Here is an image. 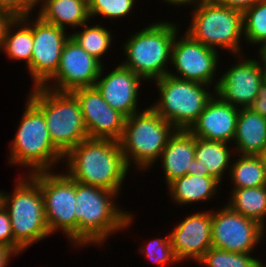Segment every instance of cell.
<instances>
[{"label":"cell","instance_id":"cell-1","mask_svg":"<svg viewBox=\"0 0 266 267\" xmlns=\"http://www.w3.org/2000/svg\"><path fill=\"white\" fill-rule=\"evenodd\" d=\"M63 161L65 173L74 181L118 194L130 171L119 141L112 139L83 140L64 155Z\"/></svg>","mask_w":266,"mask_h":267},{"label":"cell","instance_id":"cell-2","mask_svg":"<svg viewBox=\"0 0 266 267\" xmlns=\"http://www.w3.org/2000/svg\"><path fill=\"white\" fill-rule=\"evenodd\" d=\"M117 196L114 191L76 182V247L103 245L112 234L131 226L134 215L118 208Z\"/></svg>","mask_w":266,"mask_h":267},{"label":"cell","instance_id":"cell-3","mask_svg":"<svg viewBox=\"0 0 266 267\" xmlns=\"http://www.w3.org/2000/svg\"><path fill=\"white\" fill-rule=\"evenodd\" d=\"M12 193L0 191V203L8 211L14 235V250L21 254L29 246L50 234L45 219L39 183L30 175H21Z\"/></svg>","mask_w":266,"mask_h":267},{"label":"cell","instance_id":"cell-4","mask_svg":"<svg viewBox=\"0 0 266 267\" xmlns=\"http://www.w3.org/2000/svg\"><path fill=\"white\" fill-rule=\"evenodd\" d=\"M179 32L177 24L163 20L137 31L122 46L126 60L121 64L144 81L162 78L170 71L166 66L171 63L172 46Z\"/></svg>","mask_w":266,"mask_h":267},{"label":"cell","instance_id":"cell-5","mask_svg":"<svg viewBox=\"0 0 266 267\" xmlns=\"http://www.w3.org/2000/svg\"><path fill=\"white\" fill-rule=\"evenodd\" d=\"M26 102L8 162L29 168L28 174L55 171L52 167L63 161L64 154L52 143L43 112L29 98Z\"/></svg>","mask_w":266,"mask_h":267},{"label":"cell","instance_id":"cell-6","mask_svg":"<svg viewBox=\"0 0 266 267\" xmlns=\"http://www.w3.org/2000/svg\"><path fill=\"white\" fill-rule=\"evenodd\" d=\"M175 130L151 106L126 117L119 144L129 170L131 163L141 172L155 165Z\"/></svg>","mask_w":266,"mask_h":267},{"label":"cell","instance_id":"cell-7","mask_svg":"<svg viewBox=\"0 0 266 267\" xmlns=\"http://www.w3.org/2000/svg\"><path fill=\"white\" fill-rule=\"evenodd\" d=\"M29 98L44 114L52 143L65 155L88 139L80 104L72 92L35 87Z\"/></svg>","mask_w":266,"mask_h":267},{"label":"cell","instance_id":"cell-8","mask_svg":"<svg viewBox=\"0 0 266 267\" xmlns=\"http://www.w3.org/2000/svg\"><path fill=\"white\" fill-rule=\"evenodd\" d=\"M154 83L160 95L151 107L176 130H189L215 94L208 85L169 74Z\"/></svg>","mask_w":266,"mask_h":267},{"label":"cell","instance_id":"cell-9","mask_svg":"<svg viewBox=\"0 0 266 267\" xmlns=\"http://www.w3.org/2000/svg\"><path fill=\"white\" fill-rule=\"evenodd\" d=\"M186 33L195 41L215 50L243 54V12L222 5H203L193 8ZM241 45V46H240Z\"/></svg>","mask_w":266,"mask_h":267},{"label":"cell","instance_id":"cell-10","mask_svg":"<svg viewBox=\"0 0 266 267\" xmlns=\"http://www.w3.org/2000/svg\"><path fill=\"white\" fill-rule=\"evenodd\" d=\"M41 189L44 212L50 234L63 231L76 246V181L66 173L40 171L30 174Z\"/></svg>","mask_w":266,"mask_h":267},{"label":"cell","instance_id":"cell-11","mask_svg":"<svg viewBox=\"0 0 266 267\" xmlns=\"http://www.w3.org/2000/svg\"><path fill=\"white\" fill-rule=\"evenodd\" d=\"M266 227L234 211L230 206L213 212L212 247L234 253H251L260 244Z\"/></svg>","mask_w":266,"mask_h":267},{"label":"cell","instance_id":"cell-12","mask_svg":"<svg viewBox=\"0 0 266 267\" xmlns=\"http://www.w3.org/2000/svg\"><path fill=\"white\" fill-rule=\"evenodd\" d=\"M178 36L179 33L175 36L171 55V64L177 75L172 71H169L168 74L176 78L203 83L210 87L214 84L212 89L215 90L219 82V79H215L217 64L220 60L218 50L195 41L186 32L183 37Z\"/></svg>","mask_w":266,"mask_h":267},{"label":"cell","instance_id":"cell-13","mask_svg":"<svg viewBox=\"0 0 266 267\" xmlns=\"http://www.w3.org/2000/svg\"><path fill=\"white\" fill-rule=\"evenodd\" d=\"M30 20L33 21L34 46L31 65L27 69L33 80V88H35L44 86L56 74L63 46L70 34L67 35L65 29L50 24L39 16L30 18Z\"/></svg>","mask_w":266,"mask_h":267},{"label":"cell","instance_id":"cell-14","mask_svg":"<svg viewBox=\"0 0 266 267\" xmlns=\"http://www.w3.org/2000/svg\"><path fill=\"white\" fill-rule=\"evenodd\" d=\"M102 67L104 65L99 60L89 55L69 37L61 52L59 68L44 87L61 92L95 87Z\"/></svg>","mask_w":266,"mask_h":267},{"label":"cell","instance_id":"cell-15","mask_svg":"<svg viewBox=\"0 0 266 267\" xmlns=\"http://www.w3.org/2000/svg\"><path fill=\"white\" fill-rule=\"evenodd\" d=\"M233 56L237 57L238 63L219 77L215 93L234 107L249 108L263 85L261 63L258 59H245L242 54Z\"/></svg>","mask_w":266,"mask_h":267},{"label":"cell","instance_id":"cell-16","mask_svg":"<svg viewBox=\"0 0 266 267\" xmlns=\"http://www.w3.org/2000/svg\"><path fill=\"white\" fill-rule=\"evenodd\" d=\"M72 93L79 101L88 137L119 141L126 116L113 109L96 87L78 88Z\"/></svg>","mask_w":266,"mask_h":267},{"label":"cell","instance_id":"cell-17","mask_svg":"<svg viewBox=\"0 0 266 267\" xmlns=\"http://www.w3.org/2000/svg\"><path fill=\"white\" fill-rule=\"evenodd\" d=\"M169 237L178 263L184 259L198 263L212 247V210L185 217L169 233Z\"/></svg>","mask_w":266,"mask_h":267},{"label":"cell","instance_id":"cell-18","mask_svg":"<svg viewBox=\"0 0 266 267\" xmlns=\"http://www.w3.org/2000/svg\"><path fill=\"white\" fill-rule=\"evenodd\" d=\"M103 69L102 67L95 84L103 99L126 117L140 111L137 106L138 91L141 89V81L144 80L122 64L117 65L105 76Z\"/></svg>","mask_w":266,"mask_h":267},{"label":"cell","instance_id":"cell-19","mask_svg":"<svg viewBox=\"0 0 266 267\" xmlns=\"http://www.w3.org/2000/svg\"><path fill=\"white\" fill-rule=\"evenodd\" d=\"M239 111L215 93L189 131L196 138L232 144Z\"/></svg>","mask_w":266,"mask_h":267},{"label":"cell","instance_id":"cell-20","mask_svg":"<svg viewBox=\"0 0 266 267\" xmlns=\"http://www.w3.org/2000/svg\"><path fill=\"white\" fill-rule=\"evenodd\" d=\"M159 159L166 185L188 174L195 159V136L189 130H175Z\"/></svg>","mask_w":266,"mask_h":267},{"label":"cell","instance_id":"cell-21","mask_svg":"<svg viewBox=\"0 0 266 267\" xmlns=\"http://www.w3.org/2000/svg\"><path fill=\"white\" fill-rule=\"evenodd\" d=\"M230 143L210 141L195 137V159L188 174L210 175L222 183L226 170L230 171L233 155Z\"/></svg>","mask_w":266,"mask_h":267},{"label":"cell","instance_id":"cell-22","mask_svg":"<svg viewBox=\"0 0 266 267\" xmlns=\"http://www.w3.org/2000/svg\"><path fill=\"white\" fill-rule=\"evenodd\" d=\"M233 142L238 154L257 156L266 146V118L250 108H241Z\"/></svg>","mask_w":266,"mask_h":267},{"label":"cell","instance_id":"cell-23","mask_svg":"<svg viewBox=\"0 0 266 267\" xmlns=\"http://www.w3.org/2000/svg\"><path fill=\"white\" fill-rule=\"evenodd\" d=\"M38 7L37 16L65 30L67 26L76 28L91 21L88 4L84 0H39Z\"/></svg>","mask_w":266,"mask_h":267},{"label":"cell","instance_id":"cell-24","mask_svg":"<svg viewBox=\"0 0 266 267\" xmlns=\"http://www.w3.org/2000/svg\"><path fill=\"white\" fill-rule=\"evenodd\" d=\"M221 182L216 178L205 175L186 174L167 185L171 199L177 205L193 204L194 202L209 201L216 195Z\"/></svg>","mask_w":266,"mask_h":267},{"label":"cell","instance_id":"cell-25","mask_svg":"<svg viewBox=\"0 0 266 267\" xmlns=\"http://www.w3.org/2000/svg\"><path fill=\"white\" fill-rule=\"evenodd\" d=\"M30 16L17 17L9 25L2 51L14 61H25L26 68L31 65L33 52L32 22ZM19 27V28H18ZM18 28V29H16ZM16 29V31L14 30ZM16 32V33H15Z\"/></svg>","mask_w":266,"mask_h":267},{"label":"cell","instance_id":"cell-26","mask_svg":"<svg viewBox=\"0 0 266 267\" xmlns=\"http://www.w3.org/2000/svg\"><path fill=\"white\" fill-rule=\"evenodd\" d=\"M229 199L230 206L241 215L266 226V185L255 188L232 189Z\"/></svg>","mask_w":266,"mask_h":267},{"label":"cell","instance_id":"cell-27","mask_svg":"<svg viewBox=\"0 0 266 267\" xmlns=\"http://www.w3.org/2000/svg\"><path fill=\"white\" fill-rule=\"evenodd\" d=\"M232 160L229 177L233 189L255 188L266 185V167L258 156L238 155Z\"/></svg>","mask_w":266,"mask_h":267},{"label":"cell","instance_id":"cell-28","mask_svg":"<svg viewBox=\"0 0 266 267\" xmlns=\"http://www.w3.org/2000/svg\"><path fill=\"white\" fill-rule=\"evenodd\" d=\"M87 24L81 26L84 27L82 31H75L70 34V37L89 55L103 63L101 60L109 50L113 36L110 30L108 31L101 24H96L95 26H88Z\"/></svg>","mask_w":266,"mask_h":267},{"label":"cell","instance_id":"cell-29","mask_svg":"<svg viewBox=\"0 0 266 267\" xmlns=\"http://www.w3.org/2000/svg\"><path fill=\"white\" fill-rule=\"evenodd\" d=\"M253 253H234L210 247L201 257L200 265L205 267H266Z\"/></svg>","mask_w":266,"mask_h":267},{"label":"cell","instance_id":"cell-30","mask_svg":"<svg viewBox=\"0 0 266 267\" xmlns=\"http://www.w3.org/2000/svg\"><path fill=\"white\" fill-rule=\"evenodd\" d=\"M243 37L249 44L266 40V0H261L243 12Z\"/></svg>","mask_w":266,"mask_h":267},{"label":"cell","instance_id":"cell-31","mask_svg":"<svg viewBox=\"0 0 266 267\" xmlns=\"http://www.w3.org/2000/svg\"><path fill=\"white\" fill-rule=\"evenodd\" d=\"M136 0H92L88 4L90 18L102 16L108 19L124 18L133 10Z\"/></svg>","mask_w":266,"mask_h":267},{"label":"cell","instance_id":"cell-32","mask_svg":"<svg viewBox=\"0 0 266 267\" xmlns=\"http://www.w3.org/2000/svg\"><path fill=\"white\" fill-rule=\"evenodd\" d=\"M145 244L147 245L138 248L140 249L139 252L152 262H156L161 266L177 264L178 261L173 252L169 234L163 238L152 239Z\"/></svg>","mask_w":266,"mask_h":267},{"label":"cell","instance_id":"cell-33","mask_svg":"<svg viewBox=\"0 0 266 267\" xmlns=\"http://www.w3.org/2000/svg\"><path fill=\"white\" fill-rule=\"evenodd\" d=\"M39 0H0V9L13 13L16 17L32 14Z\"/></svg>","mask_w":266,"mask_h":267},{"label":"cell","instance_id":"cell-34","mask_svg":"<svg viewBox=\"0 0 266 267\" xmlns=\"http://www.w3.org/2000/svg\"><path fill=\"white\" fill-rule=\"evenodd\" d=\"M0 244L14 249V235L8 211L0 203Z\"/></svg>","mask_w":266,"mask_h":267},{"label":"cell","instance_id":"cell-35","mask_svg":"<svg viewBox=\"0 0 266 267\" xmlns=\"http://www.w3.org/2000/svg\"><path fill=\"white\" fill-rule=\"evenodd\" d=\"M253 112L266 118V86L263 84L258 90L257 97L249 107Z\"/></svg>","mask_w":266,"mask_h":267},{"label":"cell","instance_id":"cell-36","mask_svg":"<svg viewBox=\"0 0 266 267\" xmlns=\"http://www.w3.org/2000/svg\"><path fill=\"white\" fill-rule=\"evenodd\" d=\"M16 18L13 13L0 9V50L3 48L8 27Z\"/></svg>","mask_w":266,"mask_h":267},{"label":"cell","instance_id":"cell-37","mask_svg":"<svg viewBox=\"0 0 266 267\" xmlns=\"http://www.w3.org/2000/svg\"><path fill=\"white\" fill-rule=\"evenodd\" d=\"M261 0H218V5L229 7L244 12Z\"/></svg>","mask_w":266,"mask_h":267},{"label":"cell","instance_id":"cell-38","mask_svg":"<svg viewBox=\"0 0 266 267\" xmlns=\"http://www.w3.org/2000/svg\"><path fill=\"white\" fill-rule=\"evenodd\" d=\"M12 255L13 257L16 255L19 256V254L14 249L0 244V267H7Z\"/></svg>","mask_w":266,"mask_h":267},{"label":"cell","instance_id":"cell-39","mask_svg":"<svg viewBox=\"0 0 266 267\" xmlns=\"http://www.w3.org/2000/svg\"><path fill=\"white\" fill-rule=\"evenodd\" d=\"M260 45V48L258 49V56H259V62L266 63V40L263 41Z\"/></svg>","mask_w":266,"mask_h":267},{"label":"cell","instance_id":"cell-40","mask_svg":"<svg viewBox=\"0 0 266 267\" xmlns=\"http://www.w3.org/2000/svg\"><path fill=\"white\" fill-rule=\"evenodd\" d=\"M164 2H167V4L170 5H176L178 7L183 6V5H193V0H163Z\"/></svg>","mask_w":266,"mask_h":267},{"label":"cell","instance_id":"cell-41","mask_svg":"<svg viewBox=\"0 0 266 267\" xmlns=\"http://www.w3.org/2000/svg\"><path fill=\"white\" fill-rule=\"evenodd\" d=\"M218 0H193V7L196 8L203 5H216Z\"/></svg>","mask_w":266,"mask_h":267},{"label":"cell","instance_id":"cell-42","mask_svg":"<svg viewBox=\"0 0 266 267\" xmlns=\"http://www.w3.org/2000/svg\"><path fill=\"white\" fill-rule=\"evenodd\" d=\"M257 156L260 158L261 162L266 167V146L261 150V152Z\"/></svg>","mask_w":266,"mask_h":267},{"label":"cell","instance_id":"cell-43","mask_svg":"<svg viewBox=\"0 0 266 267\" xmlns=\"http://www.w3.org/2000/svg\"><path fill=\"white\" fill-rule=\"evenodd\" d=\"M261 69L263 74V84L266 86V63H261Z\"/></svg>","mask_w":266,"mask_h":267},{"label":"cell","instance_id":"cell-44","mask_svg":"<svg viewBox=\"0 0 266 267\" xmlns=\"http://www.w3.org/2000/svg\"><path fill=\"white\" fill-rule=\"evenodd\" d=\"M87 4H89L92 0H84Z\"/></svg>","mask_w":266,"mask_h":267}]
</instances>
